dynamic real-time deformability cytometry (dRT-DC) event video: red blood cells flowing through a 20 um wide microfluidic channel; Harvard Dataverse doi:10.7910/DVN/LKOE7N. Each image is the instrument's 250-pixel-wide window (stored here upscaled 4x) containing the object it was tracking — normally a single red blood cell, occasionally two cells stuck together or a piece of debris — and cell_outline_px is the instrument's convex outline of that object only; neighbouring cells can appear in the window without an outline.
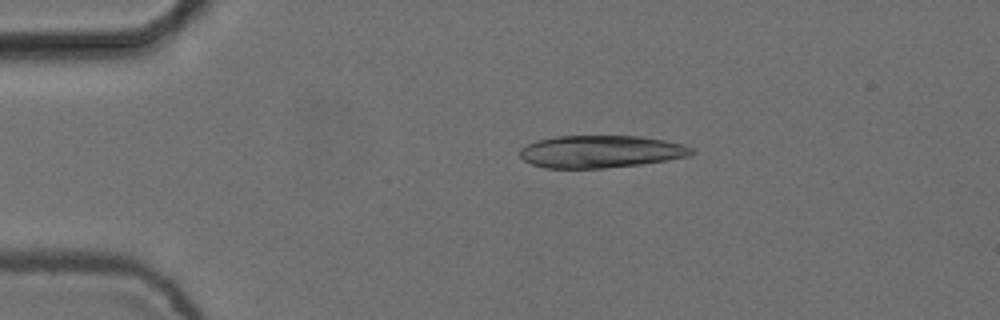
{"species": "common noctule bat (a hibernating species)", "species_latin": "Nyctalus noctula", "temperature_condition": "cold", "stored_images_in_passage": 4, "camera_frame_rate_fps": 3000, "um_per_image_px": 0.085, "animal": {"sex": "female", "body_mass_g": 24.6, "forearm_length_mm": 56.2}, "frame": {"image": 1, "passage_image": 3, "time_ms": 0.667, "image_size_px": [1000, 320], "cell_outline_px": [[696, 152], [688, 156], [668, 160], [644, 164], [604, 168], [544, 168], [532, 164], [524, 160], [520, 156], [520, 148], [536, 140], [556, 136], [640, 136], [664, 140], [680, 144], [692, 148]], "centroid_in_image_um": [51.05, 12.89], "position_along_channel_um": 33.9, "area_um2": 32.48}}